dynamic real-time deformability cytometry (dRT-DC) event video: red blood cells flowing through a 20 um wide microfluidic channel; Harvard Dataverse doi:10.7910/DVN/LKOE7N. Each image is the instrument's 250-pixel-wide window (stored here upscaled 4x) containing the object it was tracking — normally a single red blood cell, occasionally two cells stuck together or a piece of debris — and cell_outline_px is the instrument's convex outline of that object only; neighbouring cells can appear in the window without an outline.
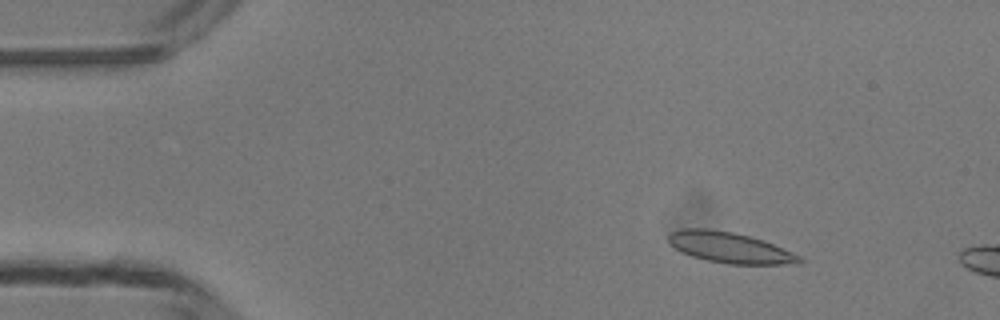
{"species": "common noctule bat (a hibernating species)", "species_latin": "Nyctalus noctula", "temperature_condition": "room temperature", "stored_images_in_passage": 11, "camera_frame_rate_fps": 3000, "um_per_image_px": 0.085, "animal": {"sex": "male", "body_mass_g": 13.3}, "frame": {"image": 1, "passage_image": 7, "time_ms": 2.0, "image_size_px": [1000, 320], "cell_outline_px": [[804, 260], [800, 264], [728, 264], [708, 260], [692, 256], [680, 252], [672, 248], [668, 244], [668, 236], [672, 232], [680, 228], [708, 228], [732, 232], [764, 240], [804, 256]], "centroid_in_image_um": [62.05, 21.04], "position_along_channel_um": 22.9, "area_um2": 23.87}}